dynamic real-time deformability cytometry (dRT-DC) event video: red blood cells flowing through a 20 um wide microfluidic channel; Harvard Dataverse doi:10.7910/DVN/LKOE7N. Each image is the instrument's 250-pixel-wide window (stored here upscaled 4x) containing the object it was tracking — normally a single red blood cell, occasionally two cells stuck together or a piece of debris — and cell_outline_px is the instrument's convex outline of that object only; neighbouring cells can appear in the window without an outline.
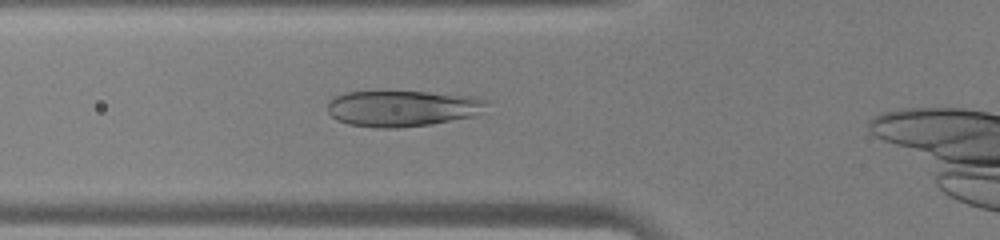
{"species": "human", "species_latin": "Homo sapiens", "temperature_condition": "warm", "stored_images_in_passage": 30, "camera_frame_rate_fps": 3000, "um_per_image_px": 0.085, "donor": {"sex": "male"}, "frame": {"image": 1, "passage_image": 9, "time_ms": 2.667, "image_size_px": [1000, 240], "cell_outline_px": [[488, 100], [480, 112], [472, 116], [432, 124], [396, 128], [376, 128], [348, 124], [336, 120], [328, 112], [328, 100], [344, 92], [428, 92], [472, 96]], "centroid_in_image_um": [34.15, 9.22], "position_along_channel_um": 91.6, "area_um2": 33.29}}
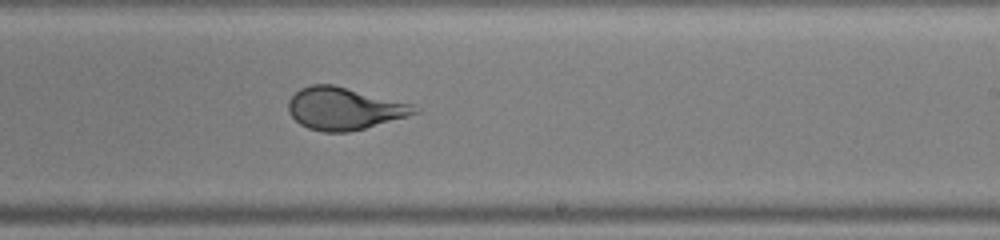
{"frame": {"image": 2, "passage_image": 20, "time_ms": 6.333, "image_size_px": [1000, 240], "cell_outline_px": [[420, 112], [408, 116], [364, 128], [348, 132], [324, 132], [308, 128], [300, 124], [288, 112], [288, 100], [300, 88], [312, 84], [332, 84], [412, 104]], "centroid_in_image_um": [29.22, 9.23], "position_along_channel_um": 259.8, "area_um2": 30.81}}
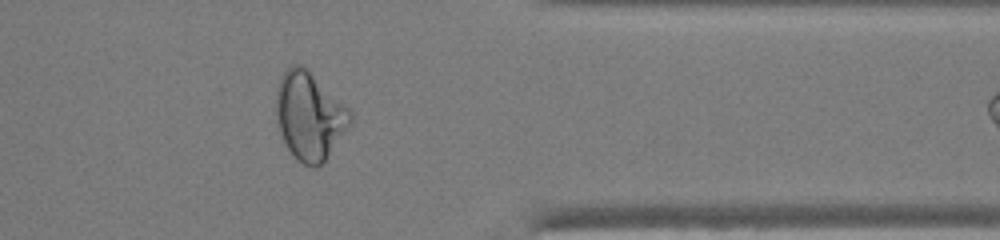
{"frame": {"image": 3, "passage_image": 29, "time_ms": 9.333, "image_size_px": [1000, 240], "cell_outline_px": [[352, 120], [344, 132], [324, 160], [316, 168], [304, 164], [288, 148], [284, 140], [280, 128], [276, 112], [276, 96], [280, 80], [284, 72], [292, 64], [300, 64], [308, 68], [352, 108]], "centroid_in_image_um": [26.35, 9.77], "position_along_channel_um": 385.0, "area_um2": 37.63}}